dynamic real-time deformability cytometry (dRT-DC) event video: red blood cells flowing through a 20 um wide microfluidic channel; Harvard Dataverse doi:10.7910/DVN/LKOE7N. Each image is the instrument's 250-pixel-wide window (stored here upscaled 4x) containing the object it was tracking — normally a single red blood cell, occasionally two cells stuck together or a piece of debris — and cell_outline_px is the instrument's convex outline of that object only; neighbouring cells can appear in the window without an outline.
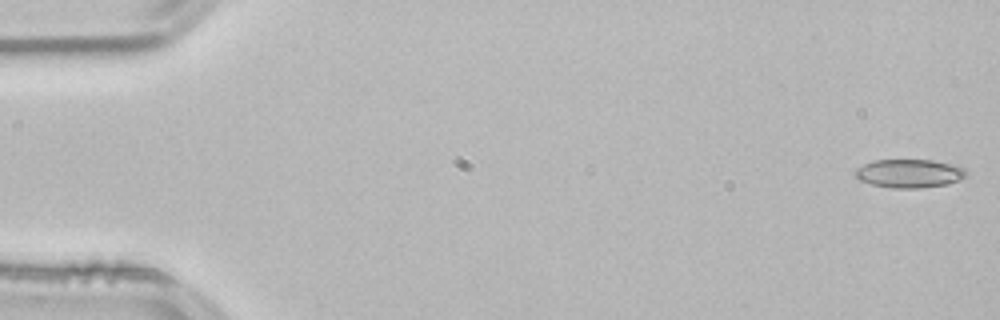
{"species": "common noctule bat (a hibernating species)", "species_latin": "Nyctalus noctula", "temperature_condition": "room temperature", "stored_images_in_passage": 15, "camera_frame_rate_fps": 3000, "um_per_image_px": 0.085, "animal": {"sex": "male", "body_mass_g": 21.5, "forearm_length_mm": 52.0}, "frame": {"image": 1, "passage_image": 1, "time_ms": 0.0, "image_size_px": [1000, 320], "cell_outline_px": [[968, 176], [960, 180], [948, 184], [920, 188], [892, 188], [872, 184], [860, 180], [856, 176], [856, 168], [872, 160], [932, 160], [964, 168], [968, 172]], "centroid_in_image_um": [77.32, 14.75], "position_along_channel_um": 7.7, "area_um2": 18.38}}
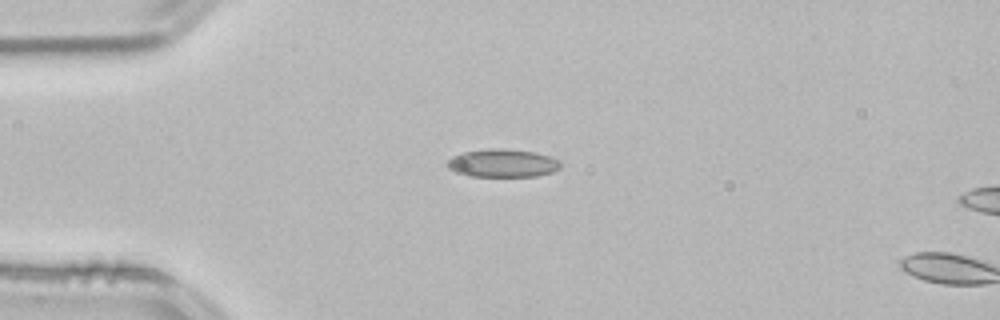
{"frame": {"image": 2, "passage_image": 13, "time_ms": 4.0, "image_size_px": [1000, 320], "cell_outline_px": [[560, 168], [552, 172], [536, 176], [468, 176], [456, 172], [448, 168], [448, 160], [452, 156], [460, 152], [488, 148], [504, 148], [536, 152], [552, 156], [560, 160]], "centroid_in_image_um": [42.73, 13.85], "position_along_channel_um": 42.3, "area_um2": 18.79}}